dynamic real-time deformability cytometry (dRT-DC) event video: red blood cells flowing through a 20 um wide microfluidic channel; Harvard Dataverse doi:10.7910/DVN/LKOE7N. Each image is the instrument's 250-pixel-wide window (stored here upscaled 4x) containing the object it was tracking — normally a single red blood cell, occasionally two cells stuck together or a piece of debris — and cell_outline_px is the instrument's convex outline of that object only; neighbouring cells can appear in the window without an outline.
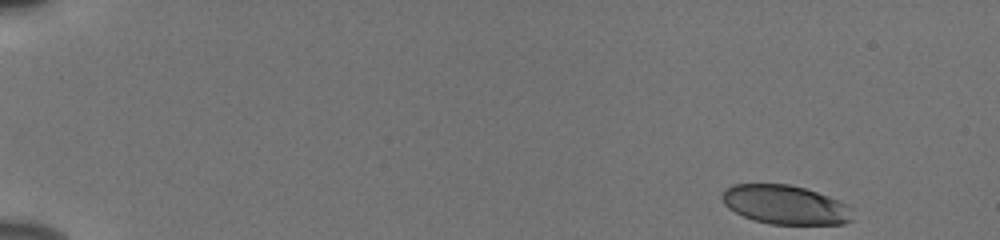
{"species": "human", "species_latin": "Homo sapiens", "temperature_condition": "cold", "stored_images_in_passage": 51, "camera_frame_rate_fps": 3000, "um_per_image_px": 0.085, "donor": {"sex": "male"}, "frame": {"image": 1, "passage_image": 1, "time_ms": 0.0, "image_size_px": [1000, 240], "cell_outline_px": [[852, 220], [844, 224], [768, 224], [752, 220], [728, 208], [724, 204], [720, 196], [724, 188], [732, 184], [788, 184], [804, 188], [828, 196], [852, 208]], "centroid_in_image_um": [66.7, 17.4], "position_along_channel_um": 18.3, "area_um2": 29.77}}
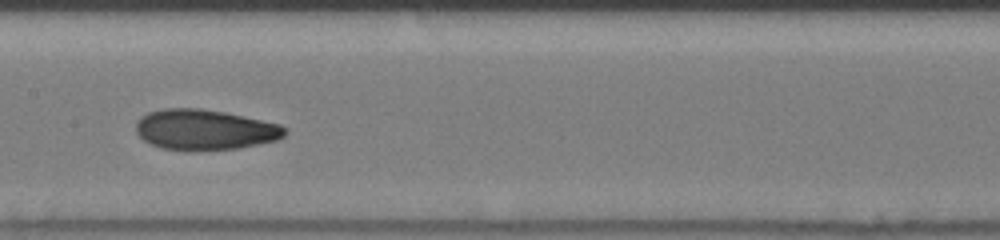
{"frame": {"image": 2, "passage_image": 26, "time_ms": 8.333, "image_size_px": [1000, 240], "cell_outline_px": [[288, 132], [284, 136], [276, 140], [240, 148], [192, 152], [184, 152], [160, 148], [144, 140], [136, 132], [136, 124], [140, 116], [148, 112], [164, 108], [200, 108], [224, 112], [280, 124], [288, 128]], "centroid_in_image_um": [17.39, 11.04], "position_along_channel_um": 190.0, "area_um2": 35.66}}
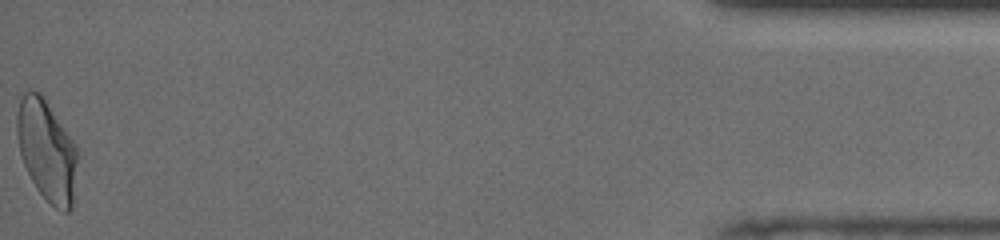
{"frame": {"image": 3, "passage_image": 51, "time_ms": 16.667, "image_size_px": [1000, 240], "cell_outline_px": [[76, 160], [72, 208], [68, 212], [64, 212], [56, 208], [36, 188], [24, 164], [20, 152], [16, 132], [16, 112], [20, 100], [24, 92], [40, 92], [44, 96], [76, 144]], "centroid_in_image_um": [3.96, 12.74], "position_along_channel_um": 431.2, "area_um2": 35.26}, "authors_computed_cell_mechanics": {"area_um2": 33.9286, "velocity_mm_per_s": 3.8473, "shape_relaxation_time_tau1_ms": 6.5012, "shape_relaxation_time_tau2_ms": 1.9213, "deformation_change_tau1": 0.1909, "deformation_change_tau2": 0.0791}}